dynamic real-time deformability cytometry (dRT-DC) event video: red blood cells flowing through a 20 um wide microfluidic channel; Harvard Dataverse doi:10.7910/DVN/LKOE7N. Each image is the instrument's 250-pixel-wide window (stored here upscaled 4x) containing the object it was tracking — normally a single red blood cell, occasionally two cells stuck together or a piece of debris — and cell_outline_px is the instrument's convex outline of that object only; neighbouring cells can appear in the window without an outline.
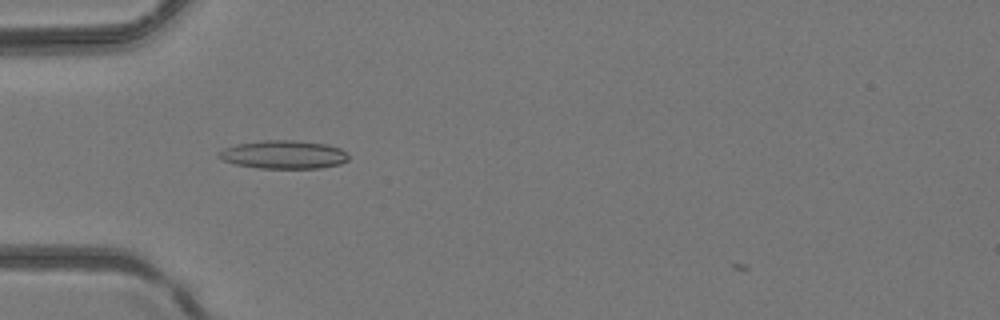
{"species": "common noctule bat (a hibernating species)", "species_latin": "Nyctalus noctula", "temperature_condition": "room temperature", "stored_images_in_passage": 3, "camera_frame_rate_fps": 3000, "um_per_image_px": 0.085, "animal": {"sex": "female", "body_mass_g": 24.6, "forearm_length_mm": 56.2}, "frame": {"image": 1, "passage_image": 2, "time_ms": 0.333, "image_size_px": [1000, 320], "cell_outline_px": [[348, 160], [340, 164], [320, 168], [260, 168], [236, 164], [224, 160], [216, 156], [224, 148], [236, 144], [264, 140], [292, 140], [328, 144], [340, 148], [348, 156]], "centroid_in_image_um": [24.12, 13.13], "position_along_channel_um": 60.9, "area_um2": 21.27}}
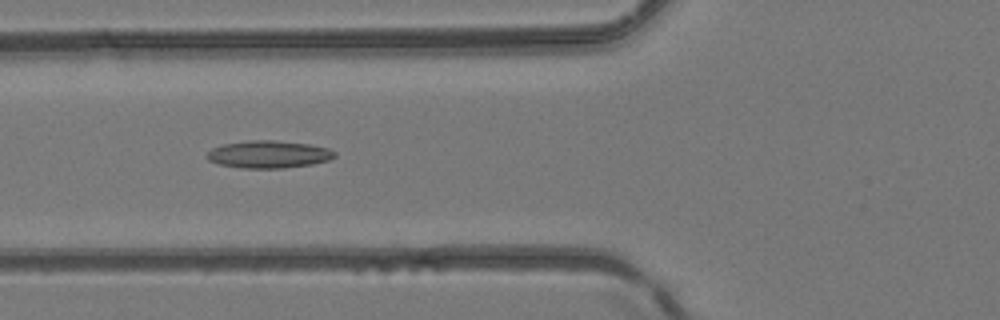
{"frame": {"image": 2, "passage_image": 3, "time_ms": 0.667, "image_size_px": [1000, 320], "cell_outline_px": [[336, 156], [328, 160], [312, 164], [284, 168], [240, 168], [220, 164], [208, 160], [204, 156], [212, 148], [224, 144], [248, 140], [276, 140], [308, 144], [328, 148], [336, 152]], "centroid_in_image_um": [22.82, 13.12], "position_along_channel_um": 103.0, "area_um2": 20.46}}